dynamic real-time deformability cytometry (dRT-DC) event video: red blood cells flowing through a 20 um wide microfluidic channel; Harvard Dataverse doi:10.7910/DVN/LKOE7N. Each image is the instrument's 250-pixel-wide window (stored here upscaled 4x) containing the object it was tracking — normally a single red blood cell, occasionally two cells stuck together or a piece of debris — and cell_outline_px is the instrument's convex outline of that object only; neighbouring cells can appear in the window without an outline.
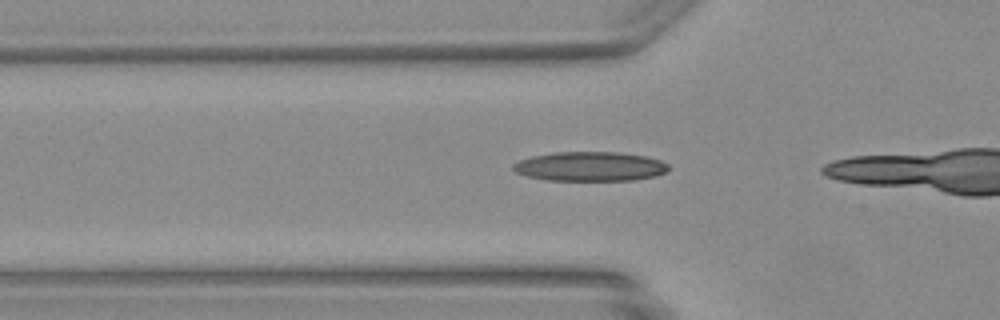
{"species": "Egyptian fruit bat (a non-hibernating species)", "species_latin": "Rousettus aegyptiacus", "temperature_condition": "warm", "stored_images_in_passage": 15, "camera_frame_rate_fps": 3000, "um_per_image_px": 0.085, "animal": {"sex": "female"}, "frame": {"image": 1, "passage_image": 11, "time_ms": 3.333, "image_size_px": [1000, 320], "cell_outline_px": [[668, 168], [664, 172], [656, 176], [632, 180], [548, 180], [528, 176], [516, 172], [512, 168], [512, 164], [520, 160], [532, 156], [556, 152], [616, 152], [648, 156], [660, 160], [668, 164]], "centroid_in_image_um": [50.16, 14.14], "position_along_channel_um": 75.6, "area_um2": 26.47}}
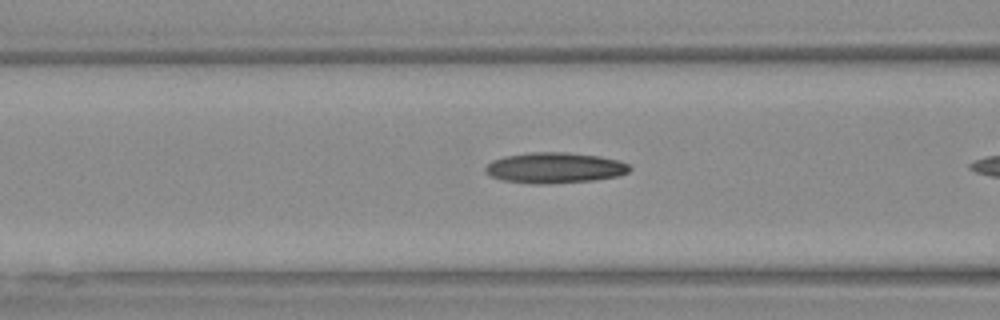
{"frame": {"image": 2, "passage_image": 14, "time_ms": 4.333, "image_size_px": [1000, 320], "cell_outline_px": [[632, 168], [628, 172], [616, 176], [592, 180], [548, 184], [528, 184], [500, 180], [488, 176], [484, 172], [484, 168], [492, 160], [504, 156], [528, 152], [564, 152], [600, 156], [616, 160], [628, 164]], "centroid_in_image_um": [47.06, 14.27], "position_along_channel_um": 119.5, "area_um2": 26.01}}